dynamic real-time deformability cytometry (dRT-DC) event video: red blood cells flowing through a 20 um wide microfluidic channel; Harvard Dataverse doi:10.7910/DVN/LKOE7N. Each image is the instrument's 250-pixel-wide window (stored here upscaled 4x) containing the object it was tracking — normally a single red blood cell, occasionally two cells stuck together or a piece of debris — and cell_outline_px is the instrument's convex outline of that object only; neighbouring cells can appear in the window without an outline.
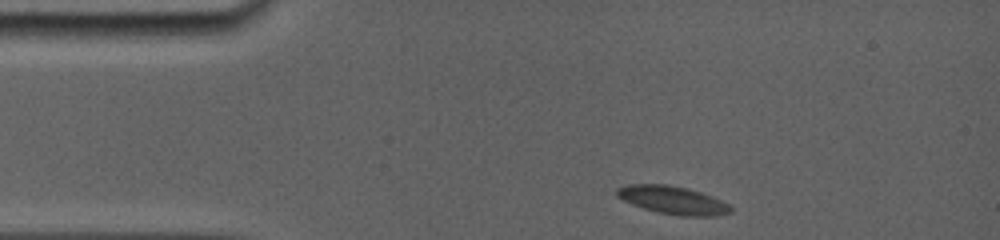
{"species": "common noctule bat (a hibernating species)", "species_latin": "Nyctalus noctula", "temperature_condition": "room temperature", "stored_images_in_passage": 48, "camera_frame_rate_fps": 5000, "um_per_image_px": 0.085, "animal": {"sex": "female", "body_mass_g": 19.0, "forearm_length_mm": 56.7}, "frame": {"image": 1, "passage_image": 1, "time_ms": 0.0, "image_size_px": [1000, 240], "cell_outline_px": [[732, 212], [716, 216], [680, 216], [656, 212], [632, 204], [616, 196], [616, 188], [628, 184], [668, 184], [688, 188], [712, 196], [728, 204], [732, 208]], "centroid_in_image_um": [57.18, 17.01], "position_along_channel_um": 27.8, "area_um2": 18.67}}
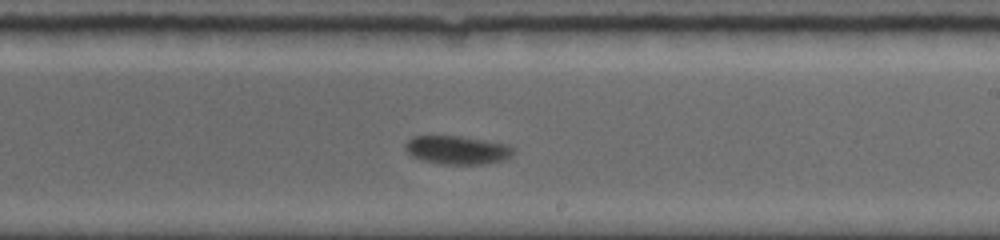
{"frame": {"image": 2, "passage_image": 28, "time_ms": 7.2, "image_size_px": [1000, 240], "cell_outline_px": [[516, 148], [508, 156], [500, 160], [484, 164], [440, 164], [420, 160], [412, 156], [404, 148], [404, 144], [412, 136], [460, 136], [508, 144]], "centroid_in_image_um": [38.81, 12.74], "position_along_channel_um": 250.2, "area_um2": 17.86}}
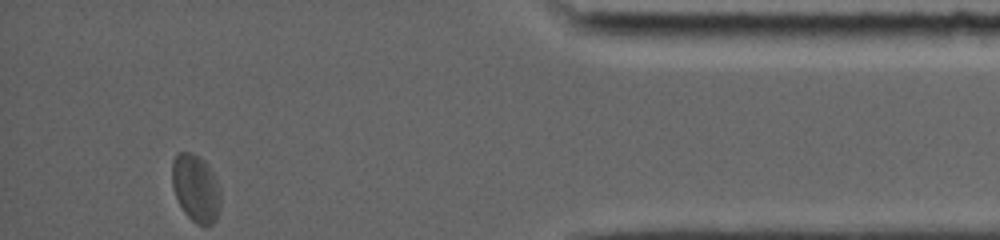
{"frame": {"image": 3, "passage_image": 48, "time_ms": 12.6, "image_size_px": [1000, 240], "cell_outline_px": [[220, 208], [216, 220], [212, 224], [196, 224], [184, 212], [176, 196], [172, 184], [172, 160], [176, 152], [192, 152], [204, 160], [208, 164], [220, 188]], "centroid_in_image_um": [16.64, 15.97], "position_along_channel_um": 418.6, "area_um2": 19.13}, "authors_computed_cell_mechanics": {"area_um2": 18.5538, "velocity_mm_per_s": 3.7456, "shape_relaxation_time_tau1_ms": 2.9906, "shape_relaxation_time_tau2_ms": null, "deformation_change_tau1": 0.0941, "deformation_change_tau2": null}}